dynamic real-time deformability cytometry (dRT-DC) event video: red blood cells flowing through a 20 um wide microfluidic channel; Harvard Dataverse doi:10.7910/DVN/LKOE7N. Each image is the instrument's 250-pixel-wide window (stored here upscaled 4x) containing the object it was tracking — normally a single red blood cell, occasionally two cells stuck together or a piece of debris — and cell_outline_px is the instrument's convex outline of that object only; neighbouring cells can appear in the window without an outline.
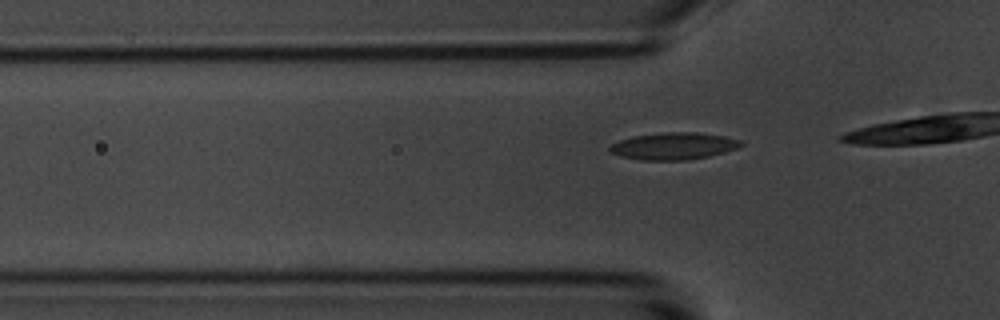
{"species": "common noctule bat (a hibernating species)", "species_latin": "Nyctalus noctula", "temperature_condition": "room temperature", "stored_images_in_passage": 9, "camera_frame_rate_fps": 3000, "um_per_image_px": 0.085, "animal": {"sex": "male", "body_mass_g": 20.1, "forearm_length_mm": 53.5}, "frame": {"image": 1, "passage_image": 3, "time_ms": 0.667, "image_size_px": [1000, 320], "cell_outline_px": [[744, 144], [736, 148], [724, 152], [708, 156], [688, 160], [640, 160], [620, 156], [608, 152], [608, 148], [612, 144], [620, 140], [632, 136], [664, 132], [696, 132], [724, 136], [740, 140]], "centroid_in_image_um": [57.22, 12.41], "position_along_channel_um": 68.6, "area_um2": 20.69}}
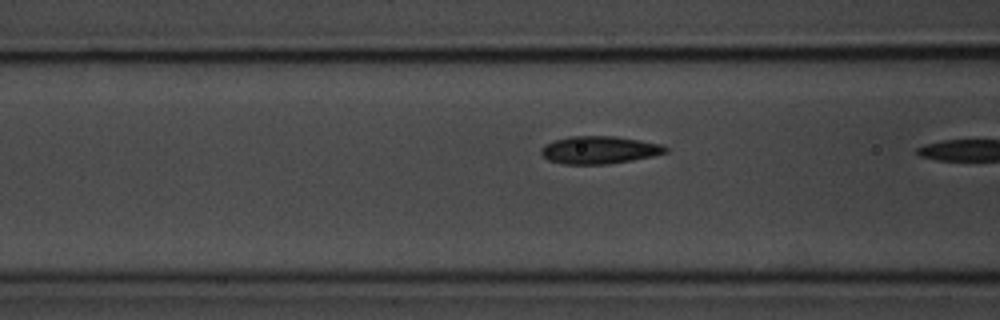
{"frame": {"image": 2, "passage_image": 7, "time_ms": 2.0, "image_size_px": [1000, 320], "cell_outline_px": [[668, 152], [652, 156], [632, 160], [608, 164], [564, 164], [548, 160], [540, 152], [540, 148], [544, 144], [556, 140], [572, 136], [616, 136], [660, 144], [668, 148]], "centroid_in_image_um": [50.92, 12.75], "position_along_channel_um": 115.7, "area_um2": 19.94}}